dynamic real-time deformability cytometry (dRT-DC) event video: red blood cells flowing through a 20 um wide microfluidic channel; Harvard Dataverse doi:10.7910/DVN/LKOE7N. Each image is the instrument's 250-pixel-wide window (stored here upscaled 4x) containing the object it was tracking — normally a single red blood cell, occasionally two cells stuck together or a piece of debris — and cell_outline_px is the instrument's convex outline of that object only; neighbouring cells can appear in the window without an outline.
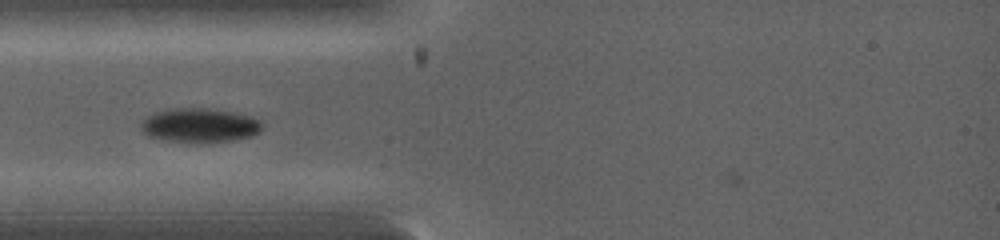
{"species": "common noctule bat (a hibernating species)", "species_latin": "Nyctalus noctula", "temperature_condition": "warm", "stored_images_in_passage": 2, "camera_frame_rate_fps": 5000, "um_per_image_px": 0.085, "animal": {"sex": "female", "body_mass_g": 19.0, "forearm_length_mm": 53.3}, "frame": {"image": 1, "passage_image": 1, "time_ms": 0.0, "image_size_px": [1000, 240], "cell_outline_px": [[260, 128], [252, 136], [232, 140], [168, 140], [148, 136], [140, 128], [140, 124], [148, 116], [156, 112], [172, 108], [208, 108], [232, 112], [252, 116], [260, 120]], "centroid_in_image_um": [16.95, 10.61], "position_along_channel_um": 68.0, "area_um2": 23.18}}
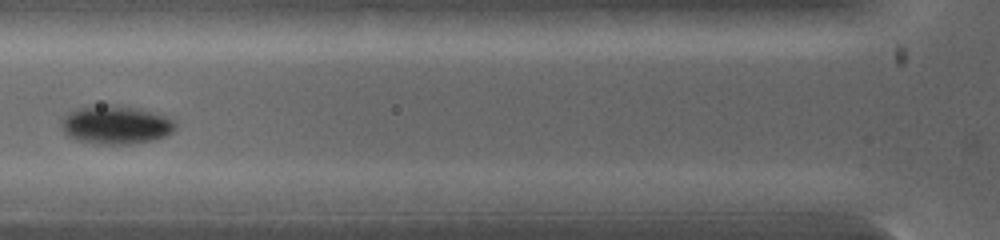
{"frame": {"image": 2, "passage_image": 2, "time_ms": 0.8, "image_size_px": [1000, 240], "cell_outline_px": [[176, 128], [172, 132], [164, 136], [152, 140], [132, 144], [104, 144], [76, 140], [68, 136], [64, 132], [60, 124], [60, 120], [68, 112], [76, 108], [108, 104], [116, 104], [140, 108], [156, 112], [172, 120], [176, 124]], "centroid_in_image_um": [9.82, 10.59], "position_along_channel_um": 116.0, "area_um2": 25.78}}